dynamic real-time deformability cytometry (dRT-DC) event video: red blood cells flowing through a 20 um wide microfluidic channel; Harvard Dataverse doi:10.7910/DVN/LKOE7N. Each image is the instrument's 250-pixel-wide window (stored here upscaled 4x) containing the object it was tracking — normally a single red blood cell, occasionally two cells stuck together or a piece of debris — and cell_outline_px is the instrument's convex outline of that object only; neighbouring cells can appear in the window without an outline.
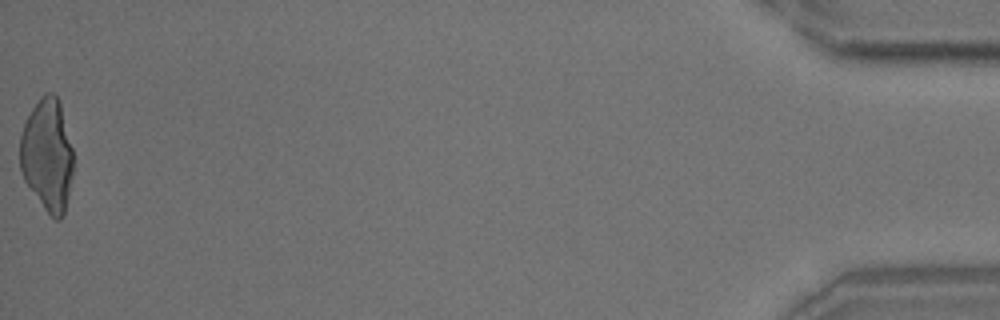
{"species": "common noctule bat (a hibernating species)", "species_latin": "Nyctalus noctula", "temperature_condition": "room temperature", "stored_images_in_passage": 41, "camera_frame_rate_fps": 3000, "um_per_image_px": 0.085, "animal": {"sex": "male", "body_mass_g": 18.8}, "frame": {"image": 1, "passage_image": 41, "time_ms": 13.333, "image_size_px": [1000, 320], "cell_outline_px": [[72, 176], [68, 196], [64, 212], [60, 220], [56, 220], [44, 208], [24, 180], [20, 168], [20, 136], [24, 124], [32, 108], [40, 96], [44, 92], [52, 92], [60, 100], [72, 148]], "centroid_in_image_um": [4.02, 13.13], "position_along_channel_um": 431.2, "area_um2": 34.8}}